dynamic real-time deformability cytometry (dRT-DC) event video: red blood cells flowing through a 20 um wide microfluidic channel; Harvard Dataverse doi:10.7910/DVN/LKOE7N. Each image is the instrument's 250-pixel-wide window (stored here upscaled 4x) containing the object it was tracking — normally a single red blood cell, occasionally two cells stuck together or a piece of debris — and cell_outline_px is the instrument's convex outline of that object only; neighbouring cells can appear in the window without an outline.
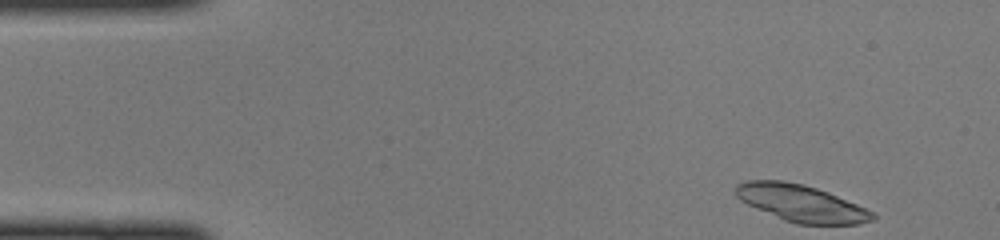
{"species": "common noctule bat (a hibernating species)", "species_latin": "Nyctalus noctula", "temperature_condition": "cold", "stored_images_in_passage": 44, "segment_of_instrument_passage": [1, 2], "camera_frame_rate_fps": 3000, "um_per_image_px": 0.085, "animal": {"sex": "female", "body_mass_g": 22.0, "forearm_length_mm": 56.7}, "frame": {"image": 1, "passage_image": 1, "time_ms": 0.0, "image_size_px": [1000, 240], "cell_outline_px": [[876, 216], [872, 220], [860, 224], [796, 224], [784, 220], [756, 208], [740, 200], [736, 196], [736, 184], [748, 180], [784, 180], [804, 184], [828, 192], [876, 212]], "centroid_in_image_um": [68.12, 17.27], "position_along_channel_um": 16.9, "area_um2": 29.42}}